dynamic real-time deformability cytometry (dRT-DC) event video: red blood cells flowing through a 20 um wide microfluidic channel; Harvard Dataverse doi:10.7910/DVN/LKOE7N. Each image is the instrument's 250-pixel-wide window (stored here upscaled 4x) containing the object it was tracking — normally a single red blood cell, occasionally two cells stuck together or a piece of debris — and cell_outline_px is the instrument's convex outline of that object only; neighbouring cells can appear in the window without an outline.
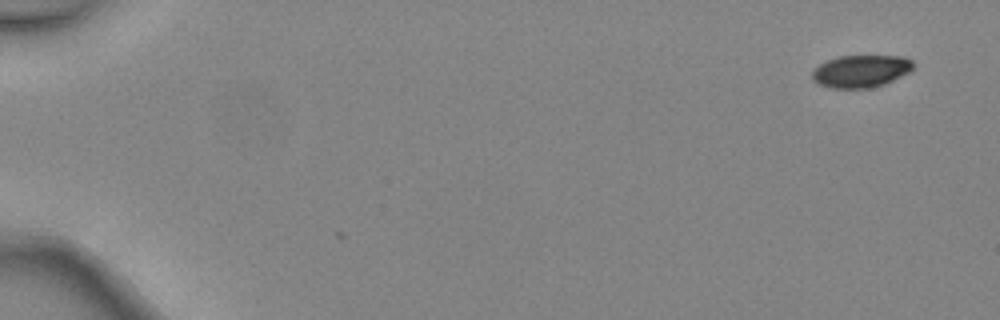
{"species": "common noctule bat (a hibernating species)", "species_latin": "Nyctalus noctula", "temperature_condition": "warm", "stored_images_in_passage": 5, "camera_frame_rate_fps": 3000, "um_per_image_px": 0.085, "animal": {"sex": "female", "body_mass_g": 24.6, "forearm_length_mm": 56.2}, "frame": {"image": 1, "passage_image": 1, "time_ms": 0.0, "image_size_px": [1000, 320], "cell_outline_px": [[912, 68], [908, 72], [884, 84], [868, 88], [832, 88], [820, 84], [812, 80], [812, 72], [820, 64], [828, 60], [840, 56], [900, 56], [912, 60]], "centroid_in_image_um": [73.15, 6.05], "position_along_channel_um": 11.9, "area_um2": 18.73}}
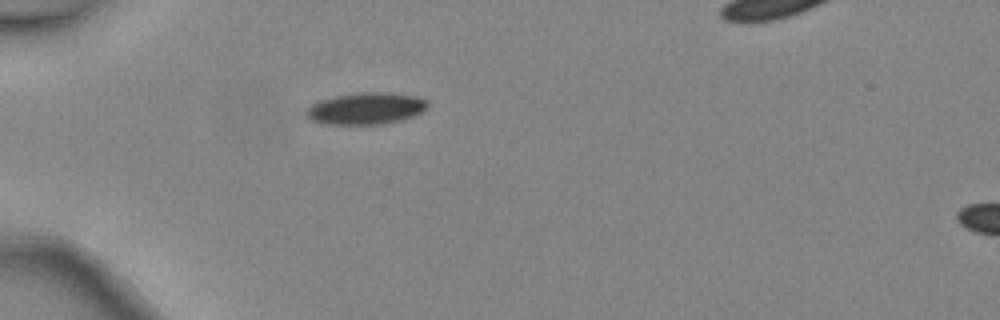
{"frame": {"image": 2, "passage_image": 4, "time_ms": 1.0, "image_size_px": [1000, 320], "cell_outline_px": [[428, 104], [420, 112], [412, 116], [400, 120], [380, 124], [324, 124], [312, 120], [304, 116], [304, 112], [312, 104], [320, 100], [336, 96], [360, 92], [388, 92], [416, 96], [428, 100]], "centroid_in_image_um": [31.07, 9.21], "position_along_channel_um": 53.9, "area_um2": 22.37}}